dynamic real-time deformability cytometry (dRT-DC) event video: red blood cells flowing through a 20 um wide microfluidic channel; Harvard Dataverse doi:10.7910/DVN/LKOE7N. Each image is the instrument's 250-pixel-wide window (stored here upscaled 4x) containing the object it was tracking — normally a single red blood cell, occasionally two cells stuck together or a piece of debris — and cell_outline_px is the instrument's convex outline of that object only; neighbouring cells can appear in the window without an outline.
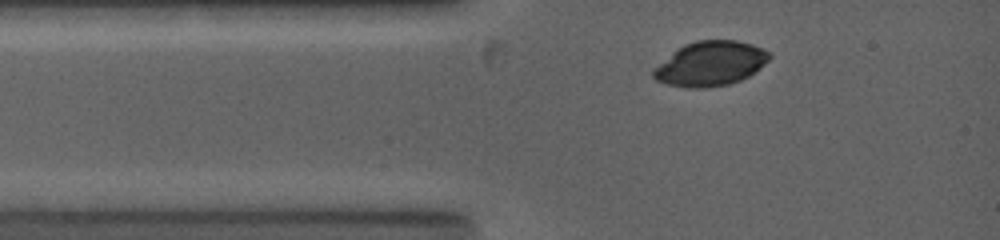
{"species": "common noctule bat (a hibernating species)", "species_latin": "Nyctalus noctula", "temperature_condition": "warm", "stored_images_in_passage": 3, "camera_frame_rate_fps": 5000, "um_per_image_px": 0.085, "animal": {"sex": "female", "body_mass_g": 19.0, "forearm_length_mm": 53.3}, "frame": {"image": 1, "passage_image": 2, "time_ms": 1.2, "image_size_px": [1000, 240], "cell_outline_px": [[772, 56], [760, 68], [748, 76], [740, 80], [728, 84], [704, 88], [688, 88], [664, 84], [656, 80], [652, 76], [652, 68], [684, 44], [696, 40], [736, 40], [752, 44], [772, 52]], "centroid_in_image_um": [60.37, 5.41], "position_along_channel_um": 24.6, "area_um2": 30.29}}
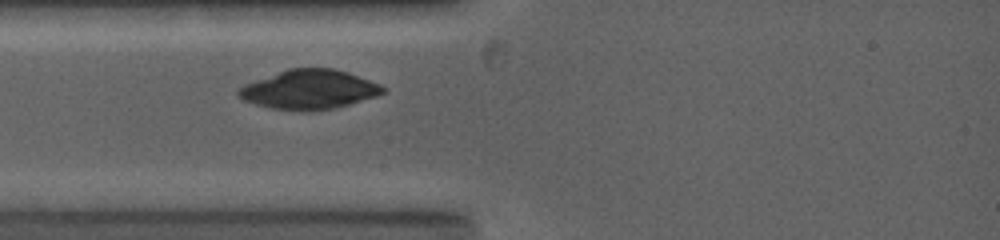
{"frame": {"image": 2, "passage_image": 3, "time_ms": 2.4, "image_size_px": [1000, 240], "cell_outline_px": [[384, 92], [376, 96], [336, 108], [308, 112], [300, 112], [272, 108], [256, 104], [244, 100], [236, 96], [236, 92], [244, 84], [288, 68], [332, 68], [348, 72], [380, 84], [384, 88]], "centroid_in_image_um": [26.26, 7.62], "position_along_channel_um": 58.7, "area_um2": 33.18}}